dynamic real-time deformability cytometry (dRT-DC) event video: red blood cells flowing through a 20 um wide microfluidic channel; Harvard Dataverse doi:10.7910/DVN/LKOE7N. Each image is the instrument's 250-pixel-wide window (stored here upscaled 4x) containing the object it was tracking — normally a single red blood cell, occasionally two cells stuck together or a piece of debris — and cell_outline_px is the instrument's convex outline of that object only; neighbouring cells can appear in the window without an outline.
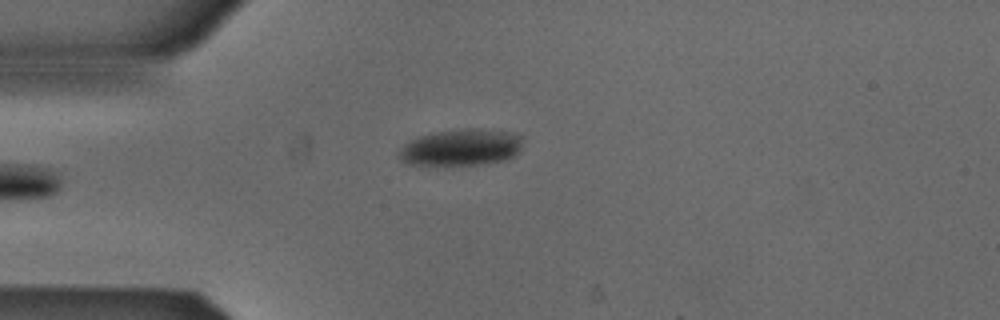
{"species": "Egyptian fruit bat (a non-hibernating species)", "species_latin": "Rousettus aegyptiacus", "temperature_condition": "cold", "stored_images_in_passage": 37, "camera_frame_rate_fps": 3000, "um_per_image_px": 0.085, "animal": {"sex": "male"}, "frame": {"image": 1, "passage_image": 1, "time_ms": 0.0, "image_size_px": [1000, 320], "cell_outline_px": [[524, 140], [520, 152], [516, 156], [508, 160], [480, 164], [404, 164], [400, 160], [400, 148], [404, 144], [416, 136], [436, 132], [464, 128], [472, 128], [512, 132], [524, 136]], "centroid_in_image_um": [39.26, 12.51], "position_along_channel_um": 45.7, "area_um2": 26.7}}
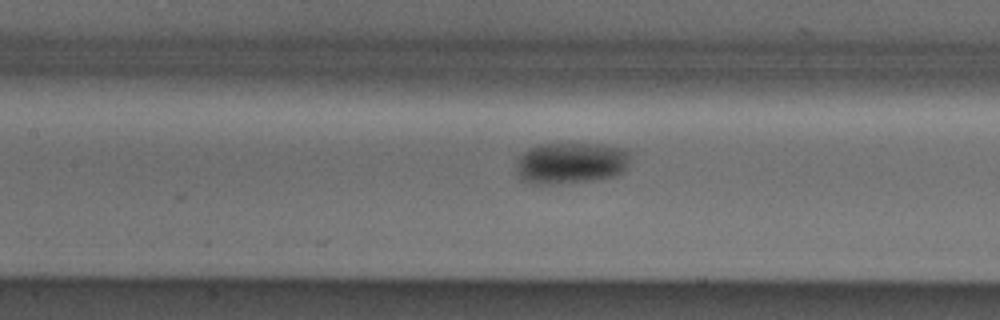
{"frame": {"image": 2, "passage_image": 11, "time_ms": 3.333, "image_size_px": [1000, 320], "cell_outline_px": [[628, 164], [624, 172], [612, 176], [592, 180], [536, 184], [524, 180], [516, 172], [516, 168], [520, 156], [528, 148], [540, 144], [604, 144], [624, 148], [628, 152]], "centroid_in_image_um": [48.54, 13.83], "position_along_channel_um": 158.9, "area_um2": 27.11}}
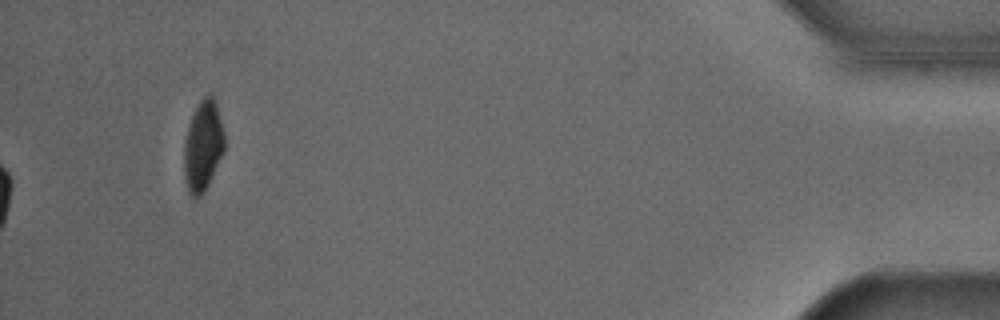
{"frame": {"image": 3, "passage_image": 37, "time_ms": 12.0, "image_size_px": [1000, 320], "cell_outline_px": [[224, 152], [204, 192], [200, 196], [192, 196], [188, 192], [184, 176], [184, 140], [192, 116], [200, 100], [208, 92], [212, 92], [216, 104], [224, 132]], "centroid_in_image_um": [17.25, 12.38], "position_along_channel_um": 417.9, "area_um2": 21.21}, "authors_computed_cell_mechanics": {"area_um2": 26.7036, "velocity_mm_per_s": 3.8798, "shape_relaxation_time_tau1_ms": 2.8791, "shape_relaxation_time_tau2_ms": null, "deformation_change_tau1": 0.0799, "deformation_change_tau2": null}}